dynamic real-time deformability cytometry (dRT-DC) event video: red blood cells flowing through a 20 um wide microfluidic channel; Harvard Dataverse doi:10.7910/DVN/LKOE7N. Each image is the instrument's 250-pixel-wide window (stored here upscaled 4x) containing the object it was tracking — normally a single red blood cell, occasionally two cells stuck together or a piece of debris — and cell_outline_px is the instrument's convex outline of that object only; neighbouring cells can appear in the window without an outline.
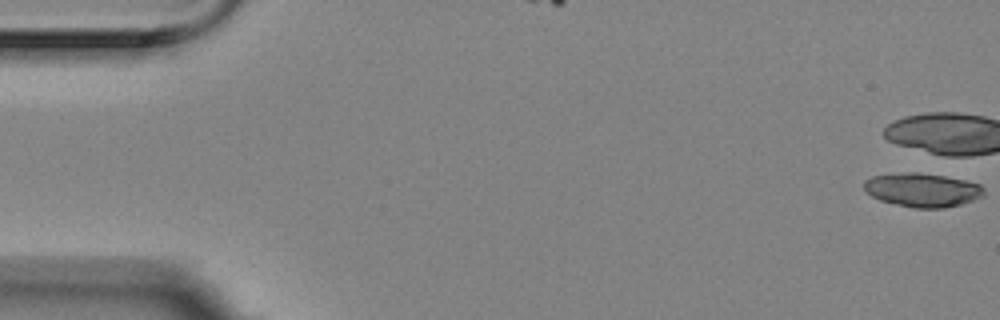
{"species": "Egyptian fruit bat (a non-hibernating species)", "species_latin": "Rousettus aegyptiacus", "temperature_condition": "room temperature", "stored_images_in_passage": 6, "camera_frame_rate_fps": 3000, "um_per_image_px": 0.085, "animal": {"sex": "female"}, "frame": {"image": 1, "passage_image": 1, "time_ms": 0.0, "image_size_px": [1000, 320], "cell_outline_px": [[984, 196], [960, 204], [944, 208], [916, 208], [880, 200], [872, 196], [864, 188], [864, 180], [872, 176], [908, 172], [920, 172], [944, 176], [964, 180], [980, 184], [984, 188]], "centroid_in_image_um": [78.42, 16.14], "position_along_channel_um": 6.6, "area_um2": 23.41}}